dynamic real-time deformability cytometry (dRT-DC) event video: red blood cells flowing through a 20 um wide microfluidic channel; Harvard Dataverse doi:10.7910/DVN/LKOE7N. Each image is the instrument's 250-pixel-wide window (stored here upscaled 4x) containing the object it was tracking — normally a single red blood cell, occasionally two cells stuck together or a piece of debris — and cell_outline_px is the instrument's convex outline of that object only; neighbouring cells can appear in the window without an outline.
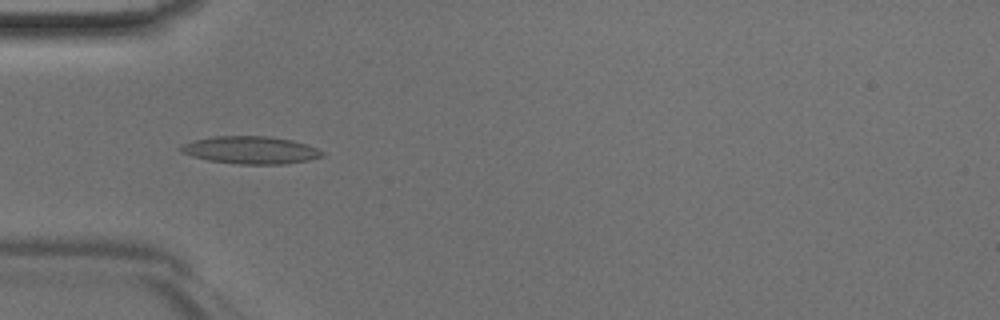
{"species": "Egyptian fruit bat (a non-hibernating species)", "species_latin": "Rousettus aegyptiacus", "temperature_condition": "room temperature", "stored_images_in_passage": 36, "camera_frame_rate_fps": 3000, "um_per_image_px": 0.085, "animal": {"sex": "male"}, "frame": {"image": 1, "passage_image": 4, "time_ms": 1.0, "image_size_px": [1000, 320], "cell_outline_px": [[324, 156], [308, 160], [288, 164], [240, 164], [208, 160], [192, 156], [180, 152], [176, 148], [192, 140], [212, 136], [264, 136], [292, 140], [316, 148], [324, 152]], "centroid_in_image_um": [21.26, 12.76], "position_along_channel_um": 63.7, "area_um2": 22.72}}
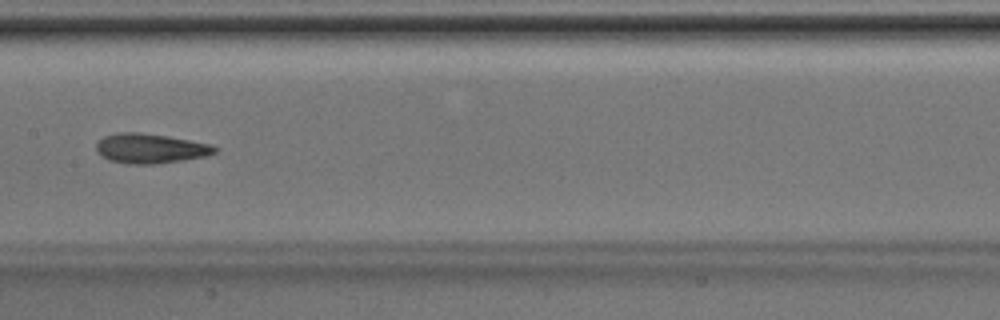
{"frame": {"image": 2, "passage_image": 13, "time_ms": 4.0, "image_size_px": [1000, 320], "cell_outline_px": [[220, 148], [216, 152], [204, 156], [184, 160], [156, 164], [128, 164], [108, 160], [100, 156], [96, 152], [96, 144], [104, 136], [116, 132], [140, 132], [168, 136], [212, 144]], "centroid_in_image_um": [12.77, 12.62], "position_along_channel_um": 194.6, "area_um2": 20.81}}
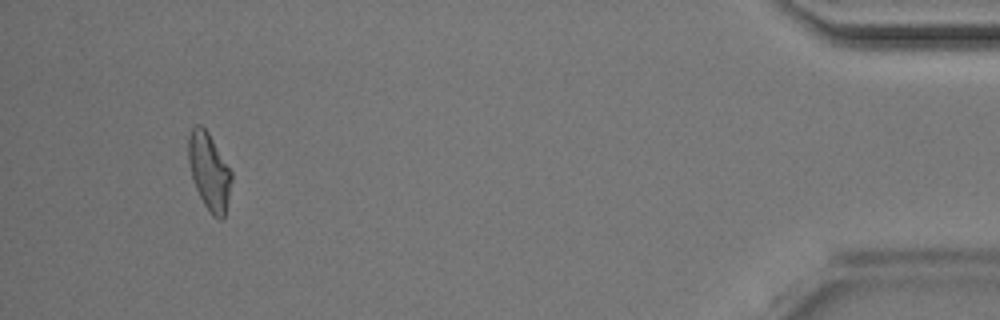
{"frame": {"image": 3, "passage_image": 33, "time_ms": 10.667, "image_size_px": [1000, 320], "cell_outline_px": [[232, 180], [224, 216], [220, 220], [212, 216], [204, 204], [196, 188], [192, 176], [188, 160], [188, 136], [192, 128], [196, 124], [200, 124], [208, 132], [232, 172]], "centroid_in_image_um": [17.77, 14.56], "position_along_channel_um": 417.4, "area_um2": 19.13}}